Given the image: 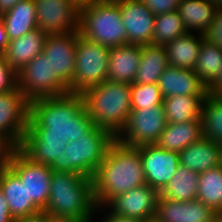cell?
Wrapping results in <instances>:
<instances>
[{"mask_svg":"<svg viewBox=\"0 0 222 222\" xmlns=\"http://www.w3.org/2000/svg\"><path fill=\"white\" fill-rule=\"evenodd\" d=\"M93 126L83 96L68 93L30 101L23 138H54L68 144L85 135Z\"/></svg>","mask_w":222,"mask_h":222,"instance_id":"1","label":"cell"},{"mask_svg":"<svg viewBox=\"0 0 222 222\" xmlns=\"http://www.w3.org/2000/svg\"><path fill=\"white\" fill-rule=\"evenodd\" d=\"M91 180L96 210L106 208L112 198L146 184L139 149L116 139Z\"/></svg>","mask_w":222,"mask_h":222,"instance_id":"2","label":"cell"},{"mask_svg":"<svg viewBox=\"0 0 222 222\" xmlns=\"http://www.w3.org/2000/svg\"><path fill=\"white\" fill-rule=\"evenodd\" d=\"M96 208L91 178L53 171L44 215L50 220L84 221L92 219Z\"/></svg>","mask_w":222,"mask_h":222,"instance_id":"3","label":"cell"},{"mask_svg":"<svg viewBox=\"0 0 222 222\" xmlns=\"http://www.w3.org/2000/svg\"><path fill=\"white\" fill-rule=\"evenodd\" d=\"M81 95L94 125L116 137L123 130L132 110L131 84L105 80Z\"/></svg>","mask_w":222,"mask_h":222,"instance_id":"4","label":"cell"},{"mask_svg":"<svg viewBox=\"0 0 222 222\" xmlns=\"http://www.w3.org/2000/svg\"><path fill=\"white\" fill-rule=\"evenodd\" d=\"M116 137L104 128L94 125L85 135L69 142L50 166L53 171L79 173L93 177Z\"/></svg>","mask_w":222,"mask_h":222,"instance_id":"5","label":"cell"},{"mask_svg":"<svg viewBox=\"0 0 222 222\" xmlns=\"http://www.w3.org/2000/svg\"><path fill=\"white\" fill-rule=\"evenodd\" d=\"M78 31L82 37L109 48L127 44L117 0H98L80 8Z\"/></svg>","mask_w":222,"mask_h":222,"instance_id":"6","label":"cell"},{"mask_svg":"<svg viewBox=\"0 0 222 222\" xmlns=\"http://www.w3.org/2000/svg\"><path fill=\"white\" fill-rule=\"evenodd\" d=\"M110 48L82 37L78 31L73 83L69 93L82 94L107 80Z\"/></svg>","mask_w":222,"mask_h":222,"instance_id":"7","label":"cell"},{"mask_svg":"<svg viewBox=\"0 0 222 222\" xmlns=\"http://www.w3.org/2000/svg\"><path fill=\"white\" fill-rule=\"evenodd\" d=\"M17 87L29 102L69 93V86L53 73L50 61L43 52L17 73Z\"/></svg>","mask_w":222,"mask_h":222,"instance_id":"8","label":"cell"},{"mask_svg":"<svg viewBox=\"0 0 222 222\" xmlns=\"http://www.w3.org/2000/svg\"><path fill=\"white\" fill-rule=\"evenodd\" d=\"M167 125L163 105L132 108L128 121L116 139L127 146L155 144Z\"/></svg>","mask_w":222,"mask_h":222,"instance_id":"9","label":"cell"},{"mask_svg":"<svg viewBox=\"0 0 222 222\" xmlns=\"http://www.w3.org/2000/svg\"><path fill=\"white\" fill-rule=\"evenodd\" d=\"M8 167L25 184L30 201L43 212L50 195L51 167L32 162L18 148L13 152Z\"/></svg>","mask_w":222,"mask_h":222,"instance_id":"10","label":"cell"},{"mask_svg":"<svg viewBox=\"0 0 222 222\" xmlns=\"http://www.w3.org/2000/svg\"><path fill=\"white\" fill-rule=\"evenodd\" d=\"M37 29L47 35L79 30V9L69 0H34Z\"/></svg>","mask_w":222,"mask_h":222,"instance_id":"11","label":"cell"},{"mask_svg":"<svg viewBox=\"0 0 222 222\" xmlns=\"http://www.w3.org/2000/svg\"><path fill=\"white\" fill-rule=\"evenodd\" d=\"M28 118L29 101L18 87L0 94V135L16 148L20 146L27 130Z\"/></svg>","mask_w":222,"mask_h":222,"instance_id":"12","label":"cell"},{"mask_svg":"<svg viewBox=\"0 0 222 222\" xmlns=\"http://www.w3.org/2000/svg\"><path fill=\"white\" fill-rule=\"evenodd\" d=\"M137 148L146 183L160 193L180 166L179 153L161 149L156 144L140 145Z\"/></svg>","mask_w":222,"mask_h":222,"instance_id":"13","label":"cell"},{"mask_svg":"<svg viewBox=\"0 0 222 222\" xmlns=\"http://www.w3.org/2000/svg\"><path fill=\"white\" fill-rule=\"evenodd\" d=\"M159 195L146 183L112 198L106 205H110L112 214L146 221L155 217Z\"/></svg>","mask_w":222,"mask_h":222,"instance_id":"14","label":"cell"},{"mask_svg":"<svg viewBox=\"0 0 222 222\" xmlns=\"http://www.w3.org/2000/svg\"><path fill=\"white\" fill-rule=\"evenodd\" d=\"M78 31L47 35L43 53L56 73L69 87L73 83Z\"/></svg>","mask_w":222,"mask_h":222,"instance_id":"15","label":"cell"},{"mask_svg":"<svg viewBox=\"0 0 222 222\" xmlns=\"http://www.w3.org/2000/svg\"><path fill=\"white\" fill-rule=\"evenodd\" d=\"M127 44H152L155 15L141 0H117Z\"/></svg>","mask_w":222,"mask_h":222,"instance_id":"16","label":"cell"},{"mask_svg":"<svg viewBox=\"0 0 222 222\" xmlns=\"http://www.w3.org/2000/svg\"><path fill=\"white\" fill-rule=\"evenodd\" d=\"M155 217L161 222H214L217 213L198 199L182 202L159 195Z\"/></svg>","mask_w":222,"mask_h":222,"instance_id":"17","label":"cell"},{"mask_svg":"<svg viewBox=\"0 0 222 222\" xmlns=\"http://www.w3.org/2000/svg\"><path fill=\"white\" fill-rule=\"evenodd\" d=\"M0 190L6 198L14 220L34 218L43 214L28 198L25 184H22L9 167L0 170Z\"/></svg>","mask_w":222,"mask_h":222,"instance_id":"18","label":"cell"},{"mask_svg":"<svg viewBox=\"0 0 222 222\" xmlns=\"http://www.w3.org/2000/svg\"><path fill=\"white\" fill-rule=\"evenodd\" d=\"M162 97L180 95H207L205 83L195 73L194 69L168 66L158 82Z\"/></svg>","mask_w":222,"mask_h":222,"instance_id":"19","label":"cell"},{"mask_svg":"<svg viewBox=\"0 0 222 222\" xmlns=\"http://www.w3.org/2000/svg\"><path fill=\"white\" fill-rule=\"evenodd\" d=\"M47 34L39 29H33L25 35L8 42L3 58L18 73L33 58L43 52Z\"/></svg>","mask_w":222,"mask_h":222,"instance_id":"20","label":"cell"},{"mask_svg":"<svg viewBox=\"0 0 222 222\" xmlns=\"http://www.w3.org/2000/svg\"><path fill=\"white\" fill-rule=\"evenodd\" d=\"M141 60V45L110 48L107 80L133 84Z\"/></svg>","mask_w":222,"mask_h":222,"instance_id":"21","label":"cell"},{"mask_svg":"<svg viewBox=\"0 0 222 222\" xmlns=\"http://www.w3.org/2000/svg\"><path fill=\"white\" fill-rule=\"evenodd\" d=\"M180 165L199 173L222 165V145L201 137L179 152Z\"/></svg>","mask_w":222,"mask_h":222,"instance_id":"22","label":"cell"},{"mask_svg":"<svg viewBox=\"0 0 222 222\" xmlns=\"http://www.w3.org/2000/svg\"><path fill=\"white\" fill-rule=\"evenodd\" d=\"M201 137V119L175 124L167 123L155 144L161 149L179 153Z\"/></svg>","mask_w":222,"mask_h":222,"instance_id":"23","label":"cell"},{"mask_svg":"<svg viewBox=\"0 0 222 222\" xmlns=\"http://www.w3.org/2000/svg\"><path fill=\"white\" fill-rule=\"evenodd\" d=\"M168 66L169 62L164 45H141V60L134 83L158 84L160 76Z\"/></svg>","mask_w":222,"mask_h":222,"instance_id":"24","label":"cell"},{"mask_svg":"<svg viewBox=\"0 0 222 222\" xmlns=\"http://www.w3.org/2000/svg\"><path fill=\"white\" fill-rule=\"evenodd\" d=\"M198 36L188 32L164 45L170 66L184 69L195 68L204 34H198Z\"/></svg>","mask_w":222,"mask_h":222,"instance_id":"25","label":"cell"},{"mask_svg":"<svg viewBox=\"0 0 222 222\" xmlns=\"http://www.w3.org/2000/svg\"><path fill=\"white\" fill-rule=\"evenodd\" d=\"M217 10L208 0H180L177 8L186 31H198L199 34L208 30Z\"/></svg>","mask_w":222,"mask_h":222,"instance_id":"26","label":"cell"},{"mask_svg":"<svg viewBox=\"0 0 222 222\" xmlns=\"http://www.w3.org/2000/svg\"><path fill=\"white\" fill-rule=\"evenodd\" d=\"M0 17L4 22L9 41L37 28L34 0L19 1L12 9Z\"/></svg>","mask_w":222,"mask_h":222,"instance_id":"27","label":"cell"},{"mask_svg":"<svg viewBox=\"0 0 222 222\" xmlns=\"http://www.w3.org/2000/svg\"><path fill=\"white\" fill-rule=\"evenodd\" d=\"M206 95H178L163 98L167 123H183L201 119Z\"/></svg>","mask_w":222,"mask_h":222,"instance_id":"28","label":"cell"},{"mask_svg":"<svg viewBox=\"0 0 222 222\" xmlns=\"http://www.w3.org/2000/svg\"><path fill=\"white\" fill-rule=\"evenodd\" d=\"M67 143L54 138H23L18 149L32 162L51 166Z\"/></svg>","mask_w":222,"mask_h":222,"instance_id":"29","label":"cell"},{"mask_svg":"<svg viewBox=\"0 0 222 222\" xmlns=\"http://www.w3.org/2000/svg\"><path fill=\"white\" fill-rule=\"evenodd\" d=\"M199 174L186 166L180 165L173 178L160 192V196L175 201L197 199Z\"/></svg>","mask_w":222,"mask_h":222,"instance_id":"30","label":"cell"},{"mask_svg":"<svg viewBox=\"0 0 222 222\" xmlns=\"http://www.w3.org/2000/svg\"><path fill=\"white\" fill-rule=\"evenodd\" d=\"M197 199L222 214V165L199 173Z\"/></svg>","mask_w":222,"mask_h":222,"instance_id":"31","label":"cell"},{"mask_svg":"<svg viewBox=\"0 0 222 222\" xmlns=\"http://www.w3.org/2000/svg\"><path fill=\"white\" fill-rule=\"evenodd\" d=\"M202 137L222 145V100L208 93L201 109Z\"/></svg>","mask_w":222,"mask_h":222,"instance_id":"32","label":"cell"},{"mask_svg":"<svg viewBox=\"0 0 222 222\" xmlns=\"http://www.w3.org/2000/svg\"><path fill=\"white\" fill-rule=\"evenodd\" d=\"M221 64L222 49L203 39L194 71L206 86L216 78Z\"/></svg>","mask_w":222,"mask_h":222,"instance_id":"33","label":"cell"},{"mask_svg":"<svg viewBox=\"0 0 222 222\" xmlns=\"http://www.w3.org/2000/svg\"><path fill=\"white\" fill-rule=\"evenodd\" d=\"M188 33L179 12H166L155 16L152 44L165 45Z\"/></svg>","mask_w":222,"mask_h":222,"instance_id":"34","label":"cell"},{"mask_svg":"<svg viewBox=\"0 0 222 222\" xmlns=\"http://www.w3.org/2000/svg\"><path fill=\"white\" fill-rule=\"evenodd\" d=\"M158 105H163L158 84H131L132 108H150Z\"/></svg>","mask_w":222,"mask_h":222,"instance_id":"35","label":"cell"},{"mask_svg":"<svg viewBox=\"0 0 222 222\" xmlns=\"http://www.w3.org/2000/svg\"><path fill=\"white\" fill-rule=\"evenodd\" d=\"M17 87V73L10 64L0 55V94Z\"/></svg>","mask_w":222,"mask_h":222,"instance_id":"36","label":"cell"},{"mask_svg":"<svg viewBox=\"0 0 222 222\" xmlns=\"http://www.w3.org/2000/svg\"><path fill=\"white\" fill-rule=\"evenodd\" d=\"M204 39L222 49V9H218L215 19L204 34Z\"/></svg>","mask_w":222,"mask_h":222,"instance_id":"37","label":"cell"},{"mask_svg":"<svg viewBox=\"0 0 222 222\" xmlns=\"http://www.w3.org/2000/svg\"><path fill=\"white\" fill-rule=\"evenodd\" d=\"M156 16L163 13L176 11L180 0H141Z\"/></svg>","mask_w":222,"mask_h":222,"instance_id":"38","label":"cell"},{"mask_svg":"<svg viewBox=\"0 0 222 222\" xmlns=\"http://www.w3.org/2000/svg\"><path fill=\"white\" fill-rule=\"evenodd\" d=\"M16 149L7 138L0 135V170L8 167L11 156Z\"/></svg>","mask_w":222,"mask_h":222,"instance_id":"39","label":"cell"},{"mask_svg":"<svg viewBox=\"0 0 222 222\" xmlns=\"http://www.w3.org/2000/svg\"><path fill=\"white\" fill-rule=\"evenodd\" d=\"M15 220L12 218L9 205L6 201V198L2 191L0 190V222H14Z\"/></svg>","mask_w":222,"mask_h":222,"instance_id":"40","label":"cell"},{"mask_svg":"<svg viewBox=\"0 0 222 222\" xmlns=\"http://www.w3.org/2000/svg\"><path fill=\"white\" fill-rule=\"evenodd\" d=\"M222 87V64L216 78L207 86L208 93L215 94Z\"/></svg>","mask_w":222,"mask_h":222,"instance_id":"41","label":"cell"},{"mask_svg":"<svg viewBox=\"0 0 222 222\" xmlns=\"http://www.w3.org/2000/svg\"><path fill=\"white\" fill-rule=\"evenodd\" d=\"M106 215L107 217L105 216L104 217L105 219H103L102 222H145L138 218H127V217L117 216L115 214H112L111 212Z\"/></svg>","mask_w":222,"mask_h":222,"instance_id":"42","label":"cell"},{"mask_svg":"<svg viewBox=\"0 0 222 222\" xmlns=\"http://www.w3.org/2000/svg\"><path fill=\"white\" fill-rule=\"evenodd\" d=\"M9 40L3 20L0 17V55H3Z\"/></svg>","mask_w":222,"mask_h":222,"instance_id":"43","label":"cell"},{"mask_svg":"<svg viewBox=\"0 0 222 222\" xmlns=\"http://www.w3.org/2000/svg\"><path fill=\"white\" fill-rule=\"evenodd\" d=\"M19 1L22 0H0V16L12 9Z\"/></svg>","mask_w":222,"mask_h":222,"instance_id":"44","label":"cell"},{"mask_svg":"<svg viewBox=\"0 0 222 222\" xmlns=\"http://www.w3.org/2000/svg\"><path fill=\"white\" fill-rule=\"evenodd\" d=\"M49 221L50 219L46 215L42 214L34 218L15 220L14 222H49Z\"/></svg>","mask_w":222,"mask_h":222,"instance_id":"45","label":"cell"},{"mask_svg":"<svg viewBox=\"0 0 222 222\" xmlns=\"http://www.w3.org/2000/svg\"><path fill=\"white\" fill-rule=\"evenodd\" d=\"M69 1L72 2L78 9H80L98 0H69Z\"/></svg>","mask_w":222,"mask_h":222,"instance_id":"46","label":"cell"},{"mask_svg":"<svg viewBox=\"0 0 222 222\" xmlns=\"http://www.w3.org/2000/svg\"><path fill=\"white\" fill-rule=\"evenodd\" d=\"M217 9H222V0H208Z\"/></svg>","mask_w":222,"mask_h":222,"instance_id":"47","label":"cell"},{"mask_svg":"<svg viewBox=\"0 0 222 222\" xmlns=\"http://www.w3.org/2000/svg\"><path fill=\"white\" fill-rule=\"evenodd\" d=\"M214 95L217 96L220 100H222V87Z\"/></svg>","mask_w":222,"mask_h":222,"instance_id":"48","label":"cell"},{"mask_svg":"<svg viewBox=\"0 0 222 222\" xmlns=\"http://www.w3.org/2000/svg\"><path fill=\"white\" fill-rule=\"evenodd\" d=\"M214 222H222V214H217V217Z\"/></svg>","mask_w":222,"mask_h":222,"instance_id":"49","label":"cell"},{"mask_svg":"<svg viewBox=\"0 0 222 222\" xmlns=\"http://www.w3.org/2000/svg\"><path fill=\"white\" fill-rule=\"evenodd\" d=\"M145 222H161V221H159L156 217H153V218L146 220Z\"/></svg>","mask_w":222,"mask_h":222,"instance_id":"50","label":"cell"},{"mask_svg":"<svg viewBox=\"0 0 222 222\" xmlns=\"http://www.w3.org/2000/svg\"><path fill=\"white\" fill-rule=\"evenodd\" d=\"M92 219H87V220H84V221H70V222H91Z\"/></svg>","mask_w":222,"mask_h":222,"instance_id":"51","label":"cell"},{"mask_svg":"<svg viewBox=\"0 0 222 222\" xmlns=\"http://www.w3.org/2000/svg\"><path fill=\"white\" fill-rule=\"evenodd\" d=\"M49 222H70V221L50 220Z\"/></svg>","mask_w":222,"mask_h":222,"instance_id":"52","label":"cell"}]
</instances>
